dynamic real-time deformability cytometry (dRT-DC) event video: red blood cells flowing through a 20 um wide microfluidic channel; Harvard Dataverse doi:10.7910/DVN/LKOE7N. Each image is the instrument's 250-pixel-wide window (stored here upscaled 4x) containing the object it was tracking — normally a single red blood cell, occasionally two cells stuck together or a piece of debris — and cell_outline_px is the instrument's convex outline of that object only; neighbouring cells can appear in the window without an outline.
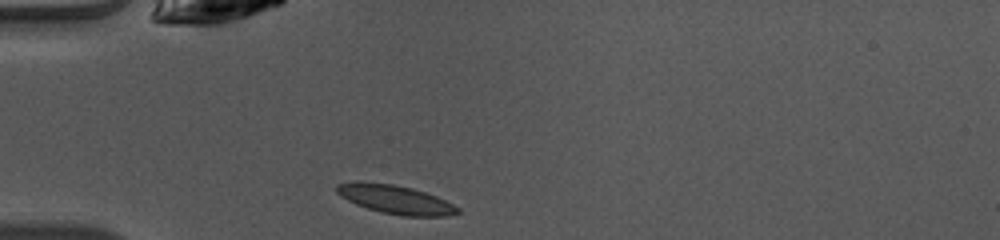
{"species": "common noctule bat (a hibernating species)", "species_latin": "Nyctalus noctula", "temperature_condition": "warm", "stored_images_in_passage": 36, "camera_frame_rate_fps": 3000, "um_per_image_px": 0.085, "animal": {"sex": "female", "body_mass_g": 10.0, "forearm_length_mm": 53.1}, "frame": {"image": 1, "passage_image": 1, "time_ms": 0.0, "image_size_px": [1000, 240], "cell_outline_px": [[460, 212], [448, 216], [400, 216], [380, 212], [356, 204], [340, 196], [336, 192], [336, 184], [356, 180], [360, 180], [392, 184], [412, 188], [436, 196], [460, 208]], "centroid_in_image_um": [33.57, 16.94], "position_along_channel_um": 51.4, "area_um2": 20.4}}
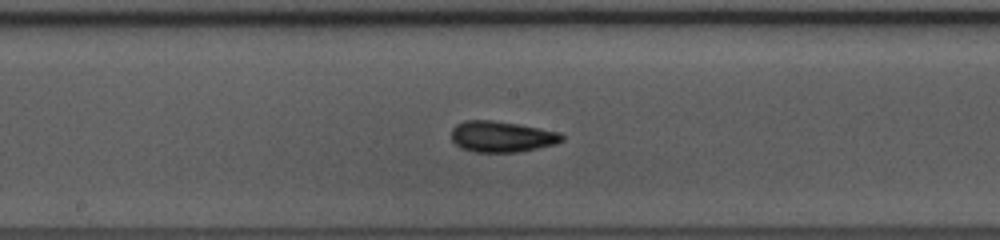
{"frame": {"image": 2, "passage_image": 13, "time_ms": 4.0, "image_size_px": [1000, 240], "cell_outline_px": [[564, 140], [556, 144], [516, 152], [476, 152], [460, 148], [452, 140], [452, 128], [456, 124], [464, 120], [492, 120], [520, 124], [560, 132], [564, 136]], "centroid_in_image_um": [42.65, 11.6], "position_along_channel_um": 205.6, "area_um2": 20.06}}
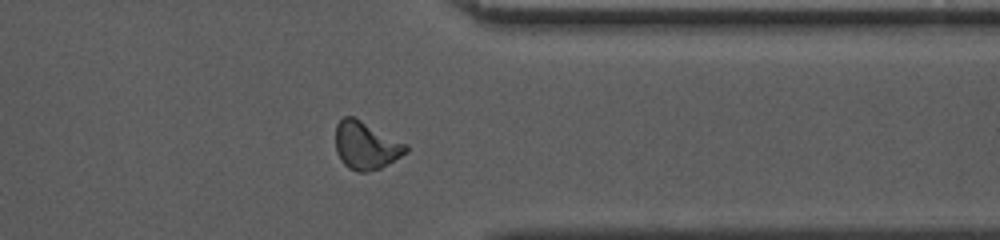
{"frame": {"image": 3, "passage_image": 26, "time_ms": 8.333, "image_size_px": [1000, 240], "cell_outline_px": [[408, 152], [388, 164], [380, 168], [368, 172], [356, 172], [348, 168], [344, 164], [336, 152], [336, 124], [344, 116], [352, 116], [408, 144]], "centroid_in_image_um": [31.11, 12.38], "position_along_channel_um": 380.3, "area_um2": 19.59}, "authors_computed_cell_mechanics": {"area_um2": 19.1607, "velocity_mm_per_s": 4.1141, "shape_relaxation_time_tau1_ms": 3.9726, "shape_relaxation_time_tau2_ms": 1.6507, "deformation_change_tau1": 0.1494, "deformation_change_tau2": 0.0887}}